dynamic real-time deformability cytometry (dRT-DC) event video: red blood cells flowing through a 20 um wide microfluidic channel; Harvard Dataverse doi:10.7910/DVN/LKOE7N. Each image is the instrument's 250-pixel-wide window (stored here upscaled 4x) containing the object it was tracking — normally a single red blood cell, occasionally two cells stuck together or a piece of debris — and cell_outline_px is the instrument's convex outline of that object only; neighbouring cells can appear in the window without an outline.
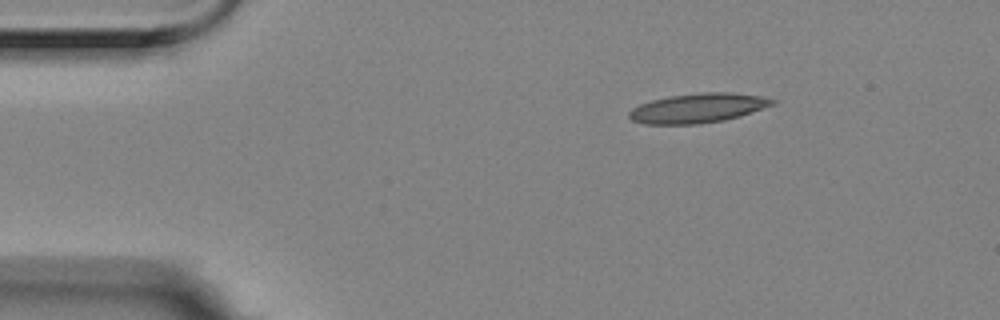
{"species": "Egyptian fruit bat (a non-hibernating species)", "species_latin": "Rousettus aegyptiacus", "temperature_condition": "room temperature", "stored_images_in_passage": 4, "segment_of_instrument_passage": [1, 2], "camera_frame_rate_fps": 3000, "um_per_image_px": 0.085, "animal": {"sex": "female"}, "frame": {"image": 1, "passage_image": 1, "time_ms": 0.0, "image_size_px": [1000, 320], "cell_outline_px": [[776, 104], [740, 116], [724, 120], [700, 124], [644, 124], [632, 120], [628, 116], [628, 112], [632, 108], [640, 104], [652, 100], [668, 96], [704, 92], [728, 92], [764, 96], [776, 100]], "centroid_in_image_um": [59.34, 9.18], "position_along_channel_um": 25.7, "area_um2": 24.74}}